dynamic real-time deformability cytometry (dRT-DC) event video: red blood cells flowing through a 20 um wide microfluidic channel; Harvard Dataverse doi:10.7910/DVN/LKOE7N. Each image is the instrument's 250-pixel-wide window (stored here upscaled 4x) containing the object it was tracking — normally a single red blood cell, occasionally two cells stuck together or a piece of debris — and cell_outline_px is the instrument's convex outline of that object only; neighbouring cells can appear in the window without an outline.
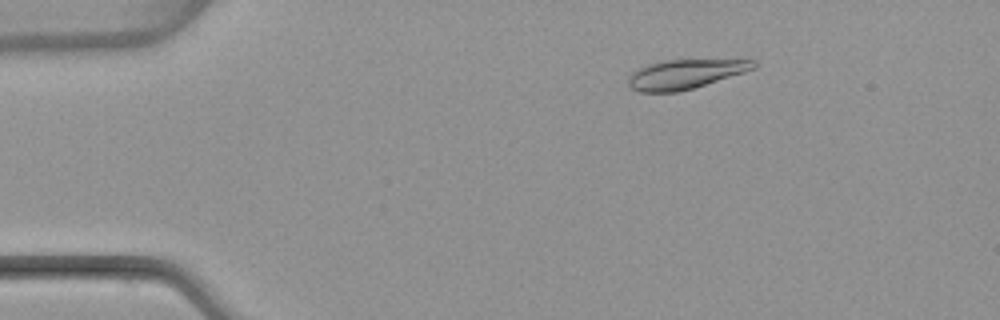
{"species": "common noctule bat (a hibernating species)", "species_latin": "Nyctalus noctula", "temperature_condition": "warm", "stored_images_in_passage": 52, "camera_frame_rate_fps": 3000, "um_per_image_px": 0.085, "animal": {"sex": "female", "body_mass_g": 22.7, "forearm_length_mm": 54.2}, "frame": {"image": 1, "passage_image": 9, "time_ms": 2.667, "image_size_px": [1000, 320], "cell_outline_px": [[756, 68], [744, 72], [692, 88], [676, 92], [640, 92], [632, 88], [628, 84], [628, 76], [632, 72], [648, 64], [664, 60], [756, 60]], "centroid_in_image_um": [58.21, 6.3], "position_along_channel_um": 26.8, "area_um2": 21.1}}
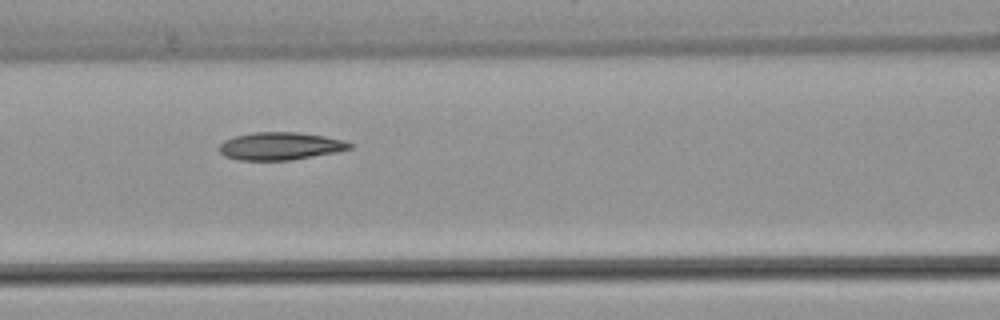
{"frame": {"image": 2, "passage_image": 23, "time_ms": 7.333, "image_size_px": [1000, 320], "cell_outline_px": [[352, 148], [336, 152], [288, 160], [236, 160], [224, 156], [220, 152], [220, 144], [224, 140], [232, 136], [256, 132], [296, 132], [324, 136], [344, 140], [352, 144]], "centroid_in_image_um": [23.79, 12.41], "position_along_channel_um": 142.8, "area_um2": 20.98}}
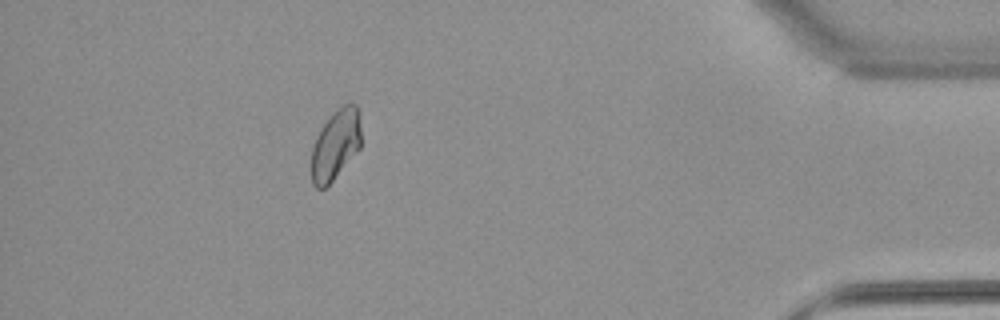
{"frame": {"image": 3, "passage_image": 47, "time_ms": 15.333, "image_size_px": [1000, 320], "cell_outline_px": [[360, 148], [332, 180], [324, 188], [316, 188], [312, 184], [312, 148], [316, 136], [332, 112], [336, 108], [348, 100], [356, 104], [360, 128]], "centroid_in_image_um": [28.52, 12.25], "position_along_channel_um": 406.7, "area_um2": 20.17}, "authors_computed_cell_mechanics": {"area_um2": 21.2704, "velocity_mm_per_s": 3.9403, "shape_relaxation_time_tau1_ms": null, "shape_relaxation_time_tau2_ms": 3.6693, "deformation_change_tau1": null, "deformation_change_tau2": 0.0642}}